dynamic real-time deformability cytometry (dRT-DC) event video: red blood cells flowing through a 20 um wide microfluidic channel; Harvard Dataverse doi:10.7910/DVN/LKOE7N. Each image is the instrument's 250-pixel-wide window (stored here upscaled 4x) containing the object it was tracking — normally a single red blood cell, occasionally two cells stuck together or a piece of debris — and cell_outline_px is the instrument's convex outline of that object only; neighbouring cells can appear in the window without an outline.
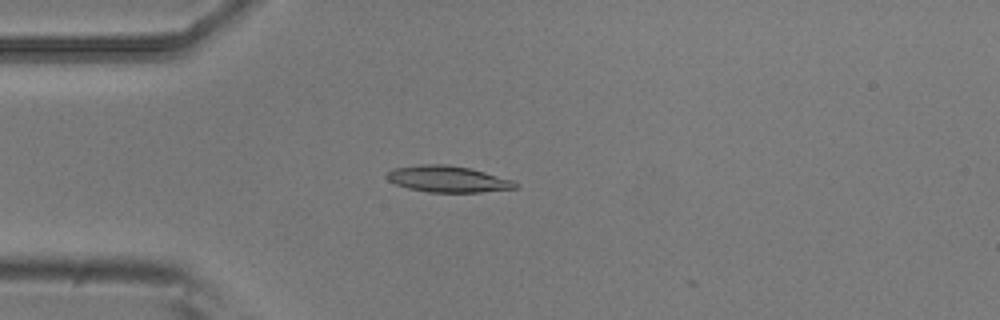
{"species": "common noctule bat (a hibernating species)", "species_latin": "Nyctalus noctula", "temperature_condition": "room temperature", "stored_images_in_passage": 6, "camera_frame_rate_fps": 3000, "um_per_image_px": 0.085, "animal": {"sex": "male", "body_mass_g": 20.5, "forearm_length_mm": 52.5}, "frame": {"image": 1, "passage_image": 4, "time_ms": 1.0, "image_size_px": [1000, 320], "cell_outline_px": [[520, 188], [480, 192], [428, 192], [408, 188], [396, 184], [388, 180], [388, 172], [392, 168], [420, 164], [444, 164], [472, 168], [512, 180], [520, 184]], "centroid_in_image_um": [38.11, 15.21], "position_along_channel_um": 46.9, "area_um2": 19.83}}
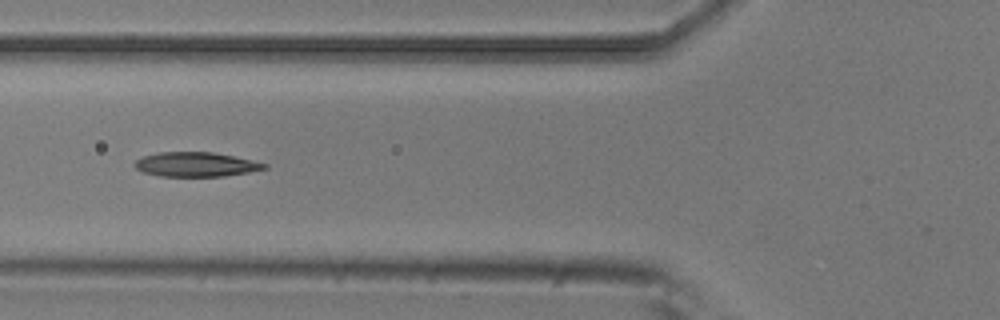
{"frame": {"image": 2, "passage_image": 6, "time_ms": 1.667, "image_size_px": [1000, 320], "cell_outline_px": [[268, 168], [248, 172], [224, 176], [160, 176], [144, 172], [136, 168], [132, 164], [136, 160], [144, 156], [156, 152], [212, 152], [232, 156], [268, 164]], "centroid_in_image_um": [16.62, 13.97], "position_along_channel_um": 109.2, "area_um2": 18.32}}